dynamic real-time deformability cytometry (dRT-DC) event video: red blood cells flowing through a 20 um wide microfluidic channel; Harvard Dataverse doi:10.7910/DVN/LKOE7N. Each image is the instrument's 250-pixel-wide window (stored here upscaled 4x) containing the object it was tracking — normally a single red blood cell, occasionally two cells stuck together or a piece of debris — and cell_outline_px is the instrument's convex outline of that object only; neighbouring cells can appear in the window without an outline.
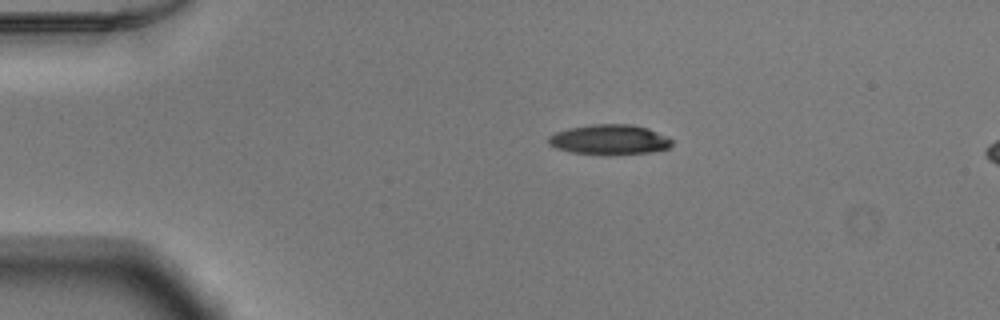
{"species": "Egyptian fruit bat (a non-hibernating species)", "species_latin": "Rousettus aegyptiacus", "temperature_condition": "warm", "stored_images_in_passage": 6, "camera_frame_rate_fps": 3000, "um_per_image_px": 0.085, "animal": {"sex": "male"}, "frame": {"image": 1, "passage_image": 1, "time_ms": 0.0, "image_size_px": [1000, 320], "cell_outline_px": [[672, 144], [668, 148], [652, 152], [608, 156], [572, 152], [556, 148], [548, 144], [548, 136], [556, 132], [568, 128], [588, 124], [632, 124], [648, 128], [668, 136], [672, 140]], "centroid_in_image_um": [51.81, 11.87], "position_along_channel_um": 33.2, "area_um2": 22.08}}